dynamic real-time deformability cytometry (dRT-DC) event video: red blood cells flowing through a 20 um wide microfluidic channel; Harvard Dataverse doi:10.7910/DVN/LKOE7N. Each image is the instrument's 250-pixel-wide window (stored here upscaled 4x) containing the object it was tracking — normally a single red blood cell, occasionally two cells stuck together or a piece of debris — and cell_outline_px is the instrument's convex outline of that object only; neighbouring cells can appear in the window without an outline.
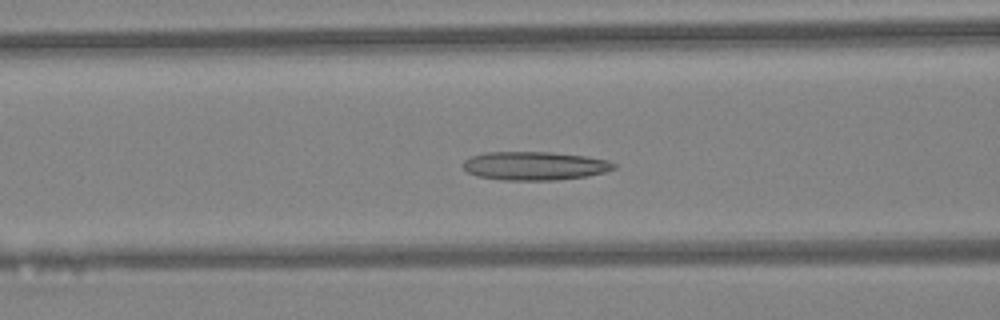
{"species": "Egyptian fruit bat (a non-hibernating species)", "species_latin": "Rousettus aegyptiacus", "temperature_condition": "warm", "stored_images_in_passage": 45, "camera_frame_rate_fps": 3000, "um_per_image_px": 0.085, "animal": {"sex": "female"}, "frame": {"image": 1, "passage_image": 18, "time_ms": 5.667, "image_size_px": [1000, 320], "cell_outline_px": [[616, 168], [604, 172], [588, 176], [556, 180], [504, 180], [476, 176], [468, 172], [464, 168], [464, 160], [472, 156], [488, 152], [552, 152], [584, 156], [608, 160], [616, 164]], "centroid_in_image_um": [45.47, 14.1], "position_along_channel_um": 121.1, "area_um2": 25.03}}
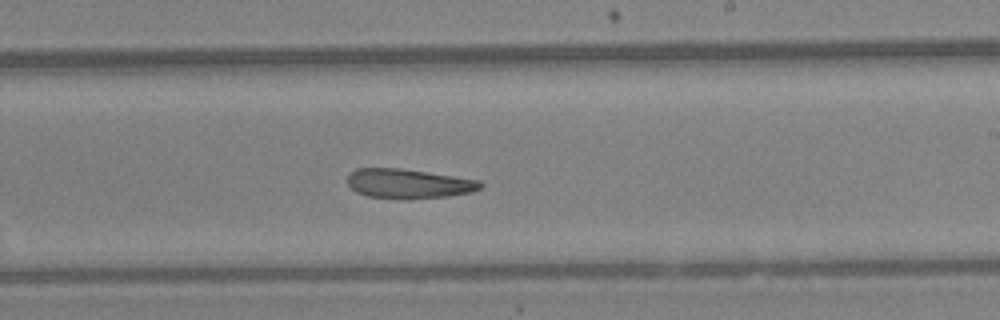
{"frame": {"image": 2, "passage_image": 27, "time_ms": 8.667, "image_size_px": [1000, 320], "cell_outline_px": [[484, 184], [480, 188], [472, 192], [448, 196], [408, 200], [400, 200], [368, 196], [356, 192], [348, 184], [348, 172], [356, 168], [400, 168], [480, 180]], "centroid_in_image_um": [34.71, 15.62], "position_along_channel_um": 254.3, "area_um2": 23.18}}
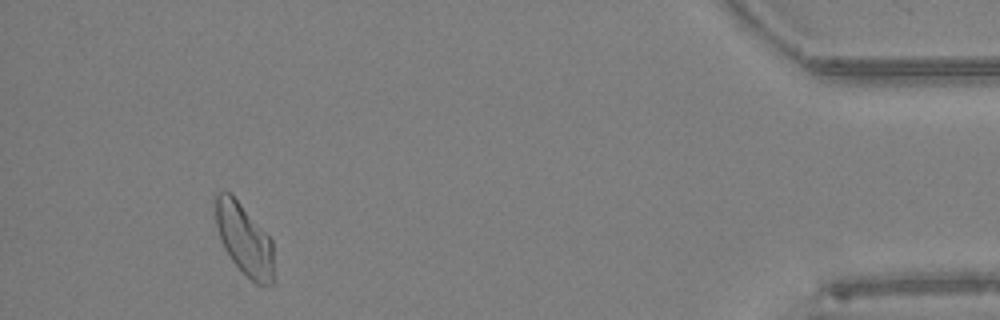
{"frame": {"image": 3, "passage_image": 42, "time_ms": 13.667, "image_size_px": [1000, 320], "cell_outline_px": [[272, 284], [256, 284], [232, 260], [224, 248], [220, 240], [216, 224], [216, 196], [220, 192], [228, 192], [240, 204], [272, 240]], "centroid_in_image_um": [20.75, 20.36], "position_along_channel_um": 414.5, "area_um2": 23.24}, "authors_computed_cell_mechanics": {"area_um2": 24.565, "velocity_mm_per_s": 4.4751, "shape_relaxation_time_tau1_ms": null, "shape_relaxation_time_tau2_ms": 6.0833, "deformation_change_tau1": null, "deformation_change_tau2": 0.1641}}